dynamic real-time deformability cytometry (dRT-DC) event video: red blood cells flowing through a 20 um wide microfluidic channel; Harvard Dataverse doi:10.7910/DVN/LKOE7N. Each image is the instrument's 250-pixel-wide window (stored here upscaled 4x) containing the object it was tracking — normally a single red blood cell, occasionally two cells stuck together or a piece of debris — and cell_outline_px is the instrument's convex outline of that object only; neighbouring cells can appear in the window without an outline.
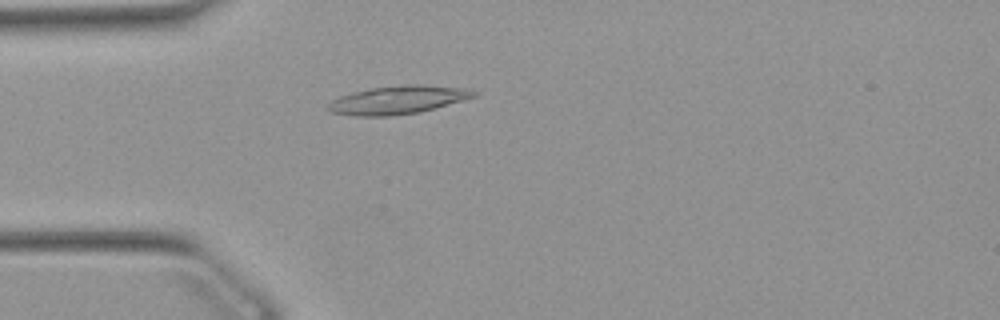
{"species": "Egyptian fruit bat (a non-hibernating species)", "species_latin": "Rousettus aegyptiacus", "temperature_condition": "warm", "stored_images_in_passage": 35, "camera_frame_rate_fps": 3000, "um_per_image_px": 0.085, "animal": {"sex": "female"}, "frame": {"image": 1, "passage_image": 2, "time_ms": 0.333, "image_size_px": [1000, 320], "cell_outline_px": [[476, 96], [436, 108], [420, 112], [388, 116], [356, 116], [332, 112], [324, 108], [332, 100], [340, 96], [372, 88], [404, 84], [424, 84], [472, 88], [476, 92]], "centroid_in_image_um": [33.86, 8.48], "position_along_channel_um": 51.1, "area_um2": 24.1}}
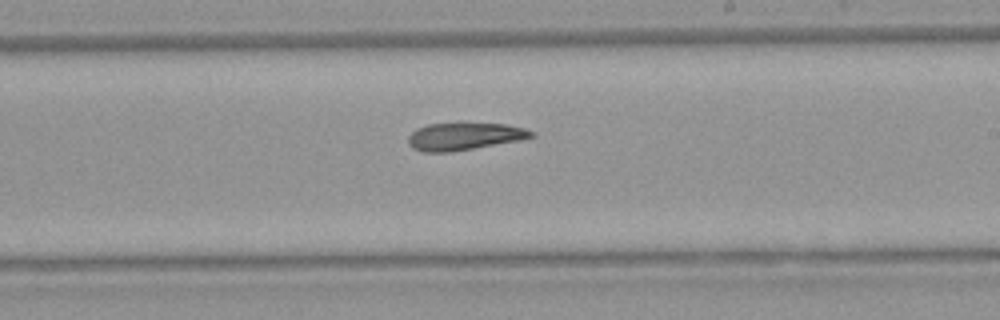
{"frame": {"image": 2, "passage_image": 18, "time_ms": 5.667, "image_size_px": [1000, 320], "cell_outline_px": [[536, 136], [520, 140], [452, 152], [424, 152], [412, 148], [408, 144], [408, 136], [416, 128], [428, 124], [504, 124], [524, 128], [536, 132]], "centroid_in_image_um": [39.46, 11.6], "position_along_channel_um": 249.5, "area_um2": 19.54}}
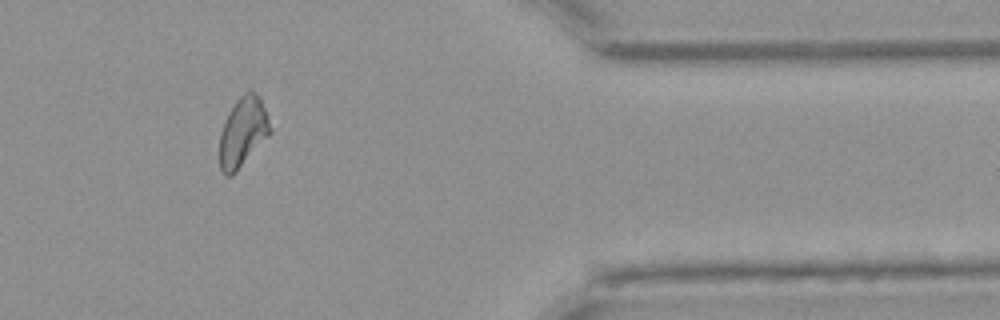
{"frame": {"image": 3, "passage_image": 31, "time_ms": 10.0, "image_size_px": [1000, 320], "cell_outline_px": [[272, 132], [236, 172], [232, 176], [224, 176], [220, 172], [220, 132], [224, 120], [236, 100], [248, 88], [252, 88], [260, 96], [272, 128]], "centroid_in_image_um": [20.65, 11.2], "position_along_channel_um": 390.8, "area_um2": 20.87}, "authors_computed_cell_mechanics": {"area_um2": 20.4612, "velocity_mm_per_s": 3.8802, "shape_relaxation_time_tau1_ms": null, "shape_relaxation_time_tau2_ms": 7.3684, "deformation_change_tau1": null, "deformation_change_tau2": 0.1734}}